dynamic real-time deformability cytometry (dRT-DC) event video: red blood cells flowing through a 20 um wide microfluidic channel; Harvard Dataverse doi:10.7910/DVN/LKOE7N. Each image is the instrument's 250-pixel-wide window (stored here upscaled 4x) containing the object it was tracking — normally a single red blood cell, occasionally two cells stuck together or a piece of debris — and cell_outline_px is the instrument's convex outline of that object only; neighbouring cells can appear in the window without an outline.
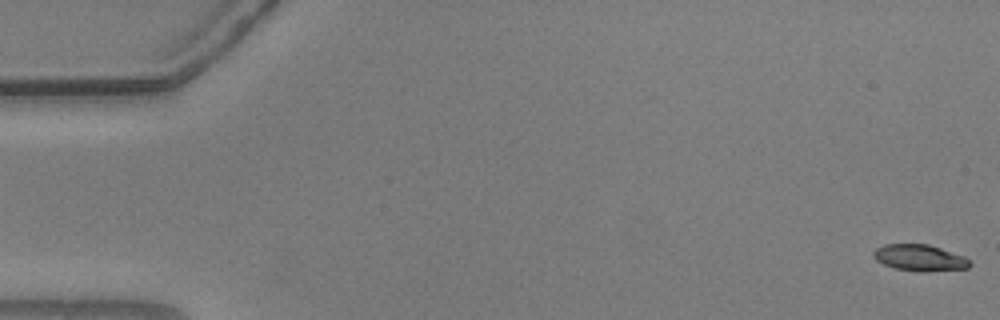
{"species": "common noctule bat (a hibernating species)", "species_latin": "Nyctalus noctula", "temperature_condition": "warm", "stored_images_in_passage": 46, "camera_frame_rate_fps": 3000, "um_per_image_px": 0.085, "animal": {"sex": "male", "body_mass_g": 20.5, "forearm_length_mm": 52.5}, "frame": {"image": 1, "passage_image": 1, "time_ms": 0.0, "image_size_px": [1000, 320], "cell_outline_px": [[972, 264], [968, 268], [896, 268], [884, 264], [876, 260], [872, 256], [872, 252], [876, 248], [884, 244], [928, 244], [964, 256], [972, 260]], "centroid_in_image_um": [78.13, 21.83], "position_along_channel_um": 6.9, "area_um2": 13.81}}
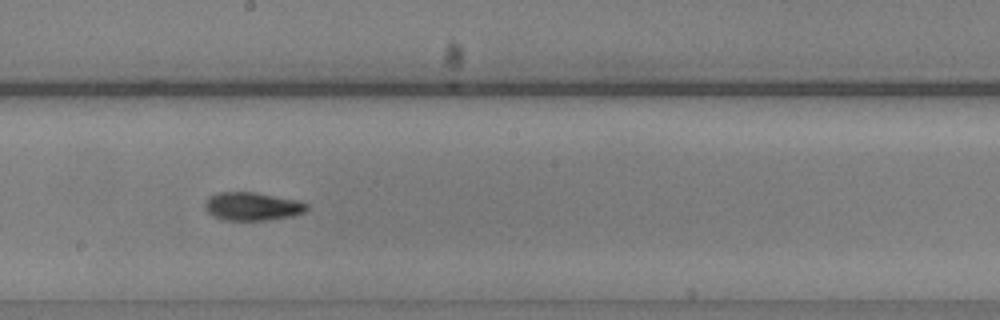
{"frame": {"image": 2, "passage_image": 31, "time_ms": 10.0, "image_size_px": [1000, 320], "cell_outline_px": [[308, 208], [304, 212], [292, 216], [268, 220], [224, 220], [212, 216], [204, 208], [204, 204], [208, 196], [216, 192], [256, 192], [292, 200], [308, 204]], "centroid_in_image_um": [21.37, 17.54], "position_along_channel_um": 226.8, "area_um2": 16.7}}
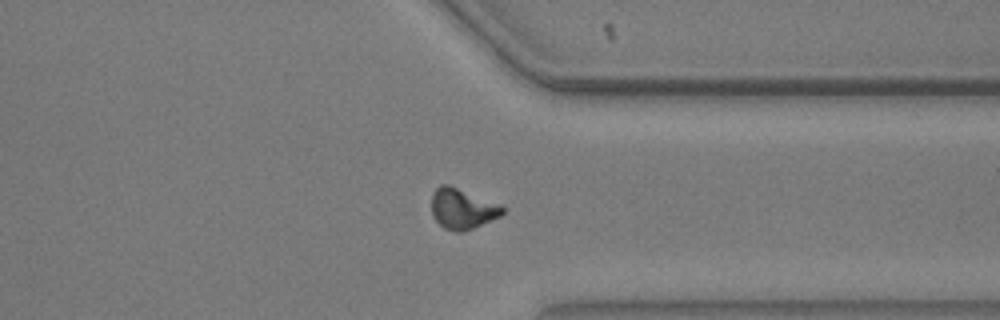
{"frame": {"image": 3, "passage_image": 43, "time_ms": 14.0, "image_size_px": [1000, 320], "cell_outline_px": [[504, 212], [500, 216], [464, 232], [456, 232], [444, 228], [432, 216], [432, 192], [440, 184], [448, 184], [500, 204], [504, 208]], "centroid_in_image_um": [39.28, 17.74], "position_along_channel_um": 372.1, "area_um2": 16.7}}